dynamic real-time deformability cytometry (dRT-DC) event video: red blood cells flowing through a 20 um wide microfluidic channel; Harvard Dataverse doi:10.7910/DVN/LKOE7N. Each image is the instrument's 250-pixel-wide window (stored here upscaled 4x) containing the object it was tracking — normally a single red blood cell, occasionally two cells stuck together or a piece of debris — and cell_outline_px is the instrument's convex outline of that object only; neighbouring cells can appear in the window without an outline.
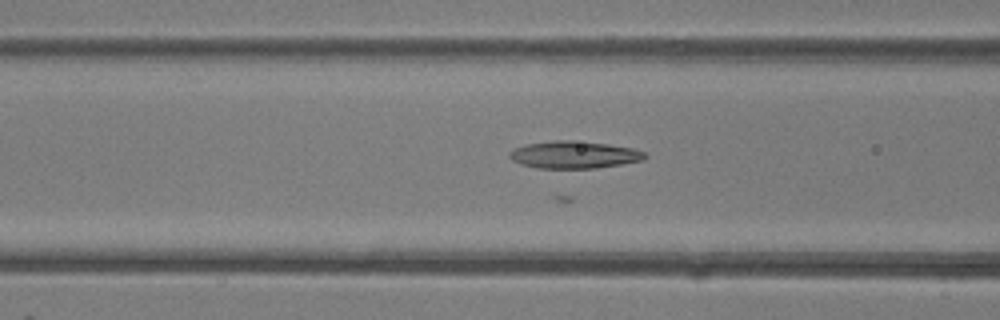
{"species": "common noctule bat (a hibernating species)", "species_latin": "Nyctalus noctula", "temperature_condition": "room temperature", "stored_images_in_passage": 20, "camera_frame_rate_fps": 3000, "um_per_image_px": 0.085, "animal": {"sex": "female"}, "frame": {"image": 1, "passage_image": 8, "time_ms": 2.333, "image_size_px": [1000, 320], "cell_outline_px": [[648, 156], [644, 160], [596, 168], [536, 168], [520, 164], [512, 160], [508, 156], [508, 152], [516, 148], [528, 144], [552, 140], [572, 140], [608, 144], [632, 148], [644, 152]], "centroid_in_image_um": [48.78, 13.15], "position_along_channel_um": 117.8, "area_um2": 21.5}}
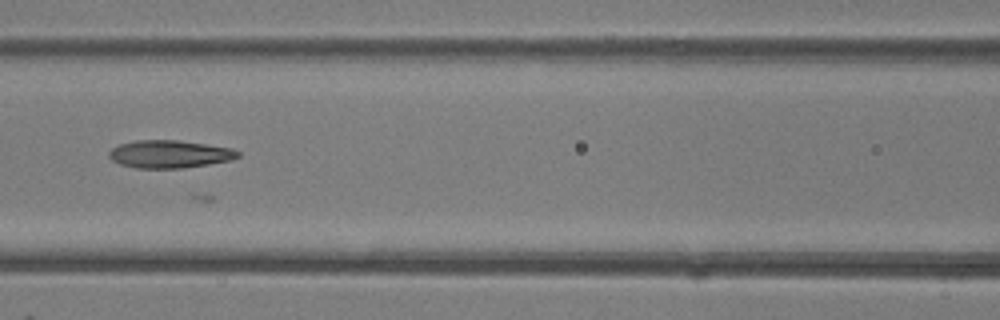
{"frame": {"image": 2, "passage_image": 10, "time_ms": 3.0, "image_size_px": [1000, 320], "cell_outline_px": [[240, 156], [232, 160], [184, 168], [136, 168], [120, 164], [112, 160], [108, 156], [108, 152], [112, 148], [120, 144], [136, 140], [176, 140], [232, 148], [240, 152]], "centroid_in_image_um": [14.41, 13.1], "position_along_channel_um": 152.2, "area_um2": 20.81}}